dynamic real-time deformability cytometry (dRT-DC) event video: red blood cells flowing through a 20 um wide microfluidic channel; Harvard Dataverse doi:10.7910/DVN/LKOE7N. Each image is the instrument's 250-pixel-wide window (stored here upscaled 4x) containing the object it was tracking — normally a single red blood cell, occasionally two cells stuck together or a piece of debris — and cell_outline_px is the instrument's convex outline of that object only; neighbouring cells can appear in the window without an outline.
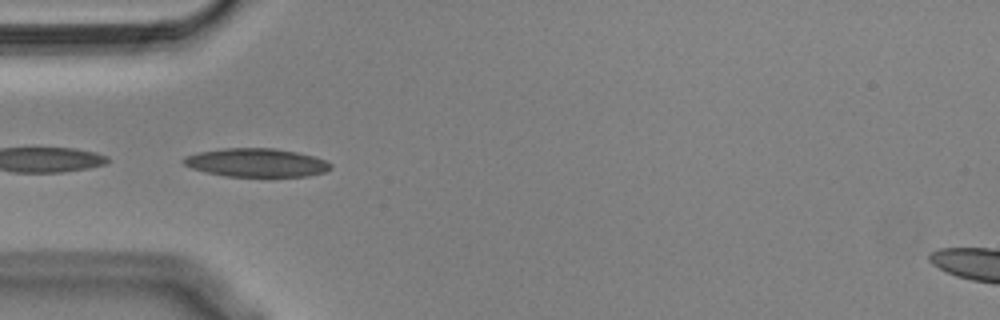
{"species": "Egyptian fruit bat (a non-hibernating species)", "species_latin": "Rousettus aegyptiacus", "temperature_condition": "cold", "stored_images_in_passage": 9, "camera_frame_rate_fps": 3000, "um_per_image_px": 0.085, "animal": {"sex": "male"}, "frame": {"image": 1, "passage_image": 6, "time_ms": 1.667, "image_size_px": [1000, 320], "cell_outline_px": [[332, 168], [324, 172], [308, 176], [224, 176], [204, 172], [192, 168], [184, 164], [180, 160], [184, 156], [196, 152], [224, 148], [276, 148], [316, 156], [332, 164]], "centroid_in_image_um": [21.76, 13.82], "position_along_channel_um": 63.2, "area_um2": 24.62}}